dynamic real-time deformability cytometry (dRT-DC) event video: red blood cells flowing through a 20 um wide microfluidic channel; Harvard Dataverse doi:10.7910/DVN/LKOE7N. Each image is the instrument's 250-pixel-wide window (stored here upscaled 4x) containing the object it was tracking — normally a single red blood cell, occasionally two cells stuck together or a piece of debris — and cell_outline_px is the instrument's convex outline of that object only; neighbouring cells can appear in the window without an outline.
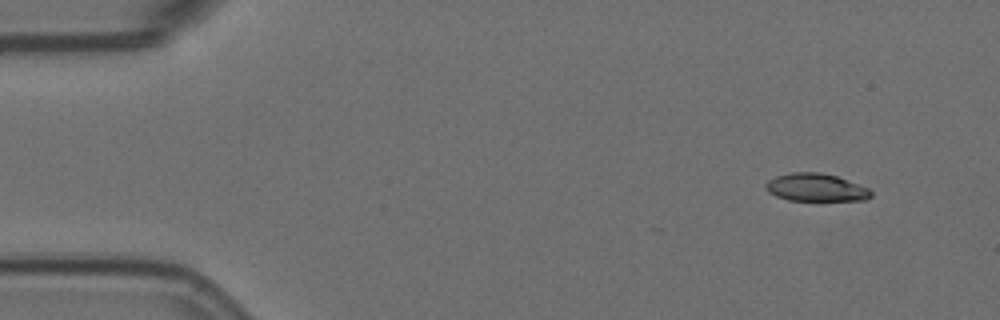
{"species": "Egyptian fruit bat (a non-hibernating species)", "species_latin": "Rousettus aegyptiacus", "temperature_condition": "room temperature", "stored_images_in_passage": 4, "camera_frame_rate_fps": 3000, "um_per_image_px": 0.085, "animal": {"sex": "female"}, "frame": {"image": 1, "passage_image": 1, "time_ms": 0.0, "image_size_px": [1000, 320], "cell_outline_px": [[872, 196], [868, 200], [788, 200], [776, 196], [768, 192], [764, 184], [768, 180], [776, 176], [792, 172], [820, 172], [836, 176], [868, 188], [872, 192]], "centroid_in_image_um": [69.34, 15.93], "position_along_channel_um": 15.7, "area_um2": 16.99}}
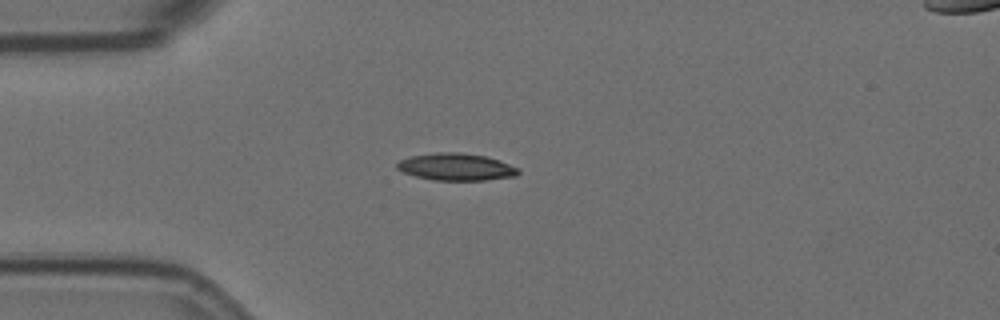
{"frame": {"image": 2, "passage_image": 4, "time_ms": 1.0, "image_size_px": [1000, 320], "cell_outline_px": [[520, 172], [516, 176], [484, 180], [432, 180], [416, 176], [404, 172], [396, 168], [396, 164], [400, 160], [408, 156], [436, 152], [460, 152], [484, 156], [500, 160], [520, 168]], "centroid_in_image_um": [38.78, 14.18], "position_along_channel_um": 46.2, "area_um2": 19.31}}